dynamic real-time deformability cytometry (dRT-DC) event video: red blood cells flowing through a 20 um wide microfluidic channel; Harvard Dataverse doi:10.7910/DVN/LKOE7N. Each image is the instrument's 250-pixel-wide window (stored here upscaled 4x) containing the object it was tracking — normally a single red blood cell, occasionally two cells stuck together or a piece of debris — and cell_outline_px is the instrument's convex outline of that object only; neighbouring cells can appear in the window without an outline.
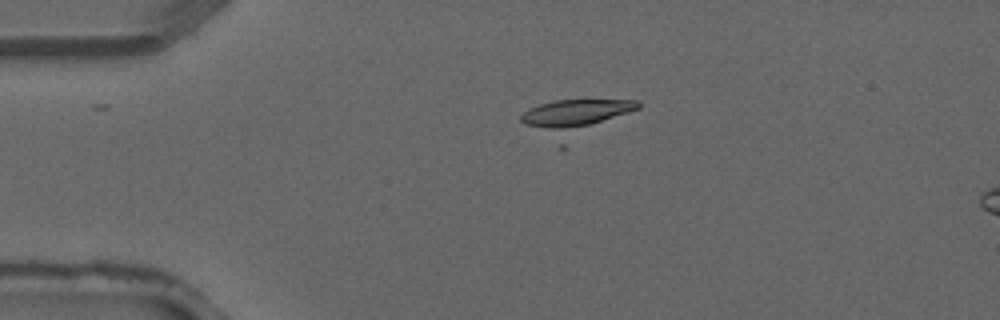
{"species": "common noctule bat (a hibernating species)", "species_latin": "Nyctalus noctula", "temperature_condition": "warm", "stored_images_in_passage": 3, "segment_of_instrument_passage": [1, 2], "camera_frame_rate_fps": 3000, "um_per_image_px": 0.085, "animal": {"sex": "male", "forearm_length_mm": 52.5}, "frame": {"image": 1, "passage_image": 2, "time_ms": 0.333, "image_size_px": [1000, 320], "cell_outline_px": [[640, 108], [628, 112], [588, 124], [556, 132], [524, 124], [520, 120], [520, 116], [528, 108], [552, 100], [636, 100], [640, 104]], "centroid_in_image_um": [48.83, 9.6], "position_along_channel_um": 36.2, "area_um2": 18.21}}